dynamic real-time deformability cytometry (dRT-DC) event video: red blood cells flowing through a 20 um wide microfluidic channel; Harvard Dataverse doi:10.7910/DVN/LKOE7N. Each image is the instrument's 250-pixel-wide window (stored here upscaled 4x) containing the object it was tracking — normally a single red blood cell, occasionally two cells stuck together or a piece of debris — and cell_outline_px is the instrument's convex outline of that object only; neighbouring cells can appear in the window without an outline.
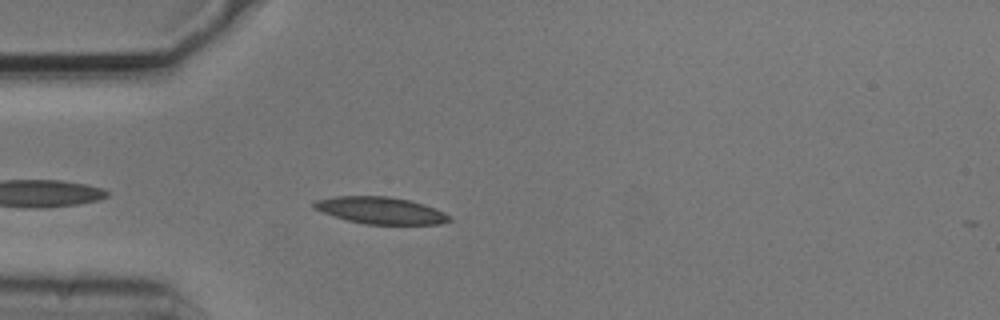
{"species": "common noctule bat (a hibernating species)", "species_latin": "Nyctalus noctula", "temperature_condition": "cold", "stored_images_in_passage": 31, "camera_frame_rate_fps": 3000, "um_per_image_px": 0.085, "animal": {"sex": "male", "body_mass_g": 20.5, "forearm_length_mm": 52.5}, "frame": {"image": 1, "passage_image": 4, "time_ms": 1.0, "image_size_px": [1000, 320], "cell_outline_px": [[452, 220], [440, 224], [364, 224], [348, 220], [312, 208], [312, 204], [316, 200], [332, 196], [388, 196], [408, 200], [424, 204], [444, 212]], "centroid_in_image_um": [32.34, 17.88], "position_along_channel_um": 52.7, "area_um2": 21.04}}
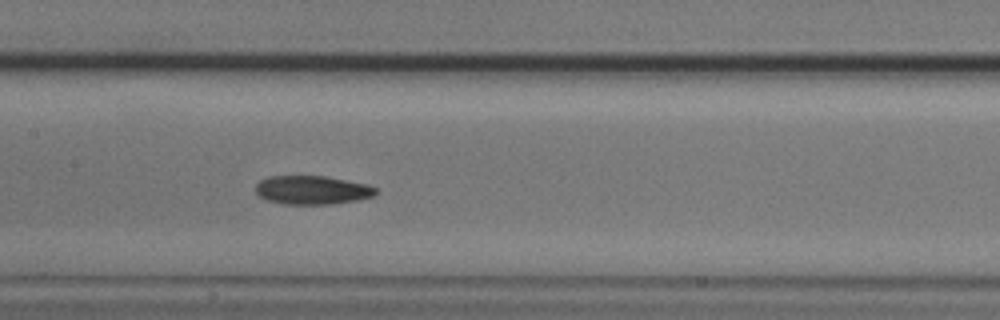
{"frame": {"image": 2, "passage_image": 15, "time_ms": 4.667, "image_size_px": [1000, 320], "cell_outline_px": [[380, 192], [372, 196], [356, 200], [332, 204], [284, 204], [268, 200], [260, 196], [256, 192], [256, 184], [260, 180], [268, 176], [324, 176], [368, 184], [380, 188]], "centroid_in_image_um": [26.58, 16.15], "position_along_channel_um": 180.8, "area_um2": 20.17}}
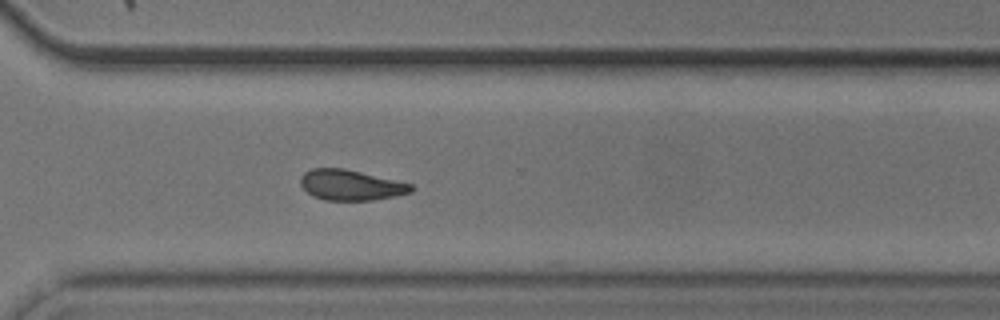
{"frame": {"image": 3, "passage_image": 28, "time_ms": 9.0, "image_size_px": [1000, 320], "cell_outline_px": [[412, 192], [396, 196], [372, 200], [324, 200], [312, 196], [300, 184], [300, 176], [304, 172], [312, 168], [344, 168], [412, 184]], "centroid_in_image_um": [29.78, 15.73], "position_along_channel_um": 340.8, "area_um2": 19.59}}